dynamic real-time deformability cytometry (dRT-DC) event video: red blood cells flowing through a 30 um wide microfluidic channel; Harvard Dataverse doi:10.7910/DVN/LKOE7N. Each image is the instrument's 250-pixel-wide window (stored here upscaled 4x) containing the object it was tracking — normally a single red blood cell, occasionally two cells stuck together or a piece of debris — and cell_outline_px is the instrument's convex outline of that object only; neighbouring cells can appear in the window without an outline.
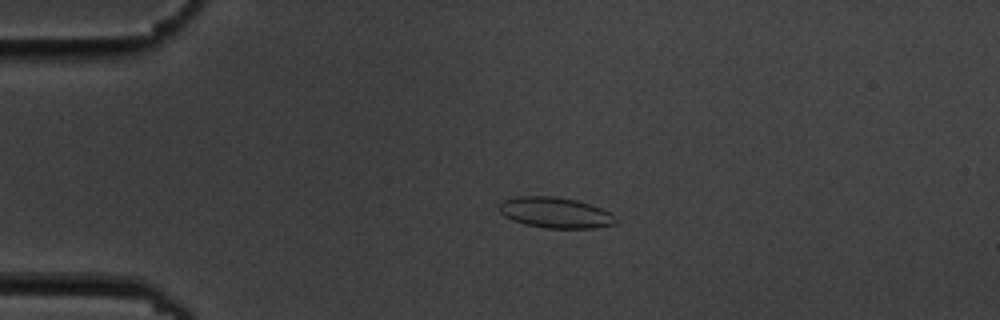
{"species": "common noctule bat (a hibernating species)", "species_latin": "Nyctalus noctula", "temperature_condition": "cold", "stored_images_in_passage": 5, "camera_frame_rate_fps": 3000, "um_per_image_px": 0.085, "animal": {"sex": "male", "body_mass_g": 19.5, "forearm_length_mm": 54.6}, "frame": {"image": 1, "passage_image": 4, "time_ms": 3.667, "image_size_px": [1000, 320], "cell_outline_px": [[616, 224], [596, 228], [544, 228], [524, 224], [512, 220], [504, 216], [500, 212], [500, 204], [504, 200], [512, 196], [552, 196], [576, 200], [600, 208], [608, 212], [616, 220]], "centroid_in_image_um": [47.16, 18.08], "position_along_channel_um": 37.8, "area_um2": 20.75}}